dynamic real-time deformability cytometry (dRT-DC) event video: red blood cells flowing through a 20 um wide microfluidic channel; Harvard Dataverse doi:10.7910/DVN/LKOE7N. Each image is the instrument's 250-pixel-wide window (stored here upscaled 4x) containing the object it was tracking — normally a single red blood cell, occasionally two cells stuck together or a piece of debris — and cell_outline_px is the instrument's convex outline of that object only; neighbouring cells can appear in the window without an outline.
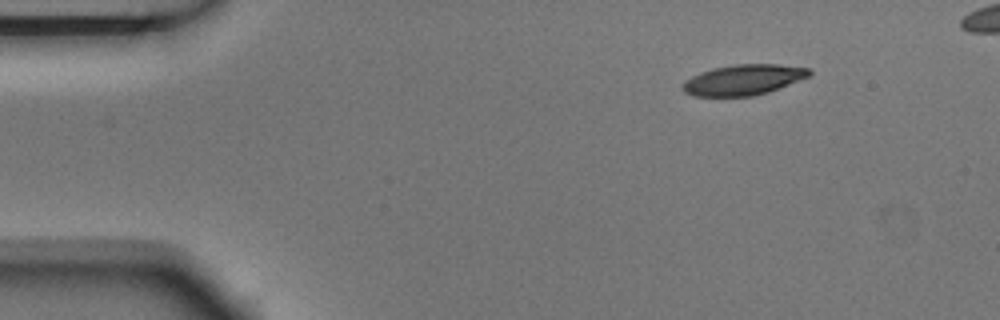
{"species": "Egyptian fruit bat (a non-hibernating species)", "species_latin": "Rousettus aegyptiacus", "temperature_condition": "room temperature", "stored_images_in_passage": 5, "camera_frame_rate_fps": 3000, "um_per_image_px": 0.085, "animal": {"sex": "male"}, "frame": {"image": 1, "passage_image": 5, "time_ms": 1.333, "image_size_px": [1000, 320], "cell_outline_px": [[812, 72], [808, 76], [768, 92], [752, 96], [692, 96], [684, 92], [680, 88], [680, 84], [684, 80], [700, 72], [712, 68], [736, 64], [776, 64], [808, 68]], "centroid_in_image_um": [63.1, 6.78], "position_along_channel_um": 21.9, "area_um2": 22.48}}